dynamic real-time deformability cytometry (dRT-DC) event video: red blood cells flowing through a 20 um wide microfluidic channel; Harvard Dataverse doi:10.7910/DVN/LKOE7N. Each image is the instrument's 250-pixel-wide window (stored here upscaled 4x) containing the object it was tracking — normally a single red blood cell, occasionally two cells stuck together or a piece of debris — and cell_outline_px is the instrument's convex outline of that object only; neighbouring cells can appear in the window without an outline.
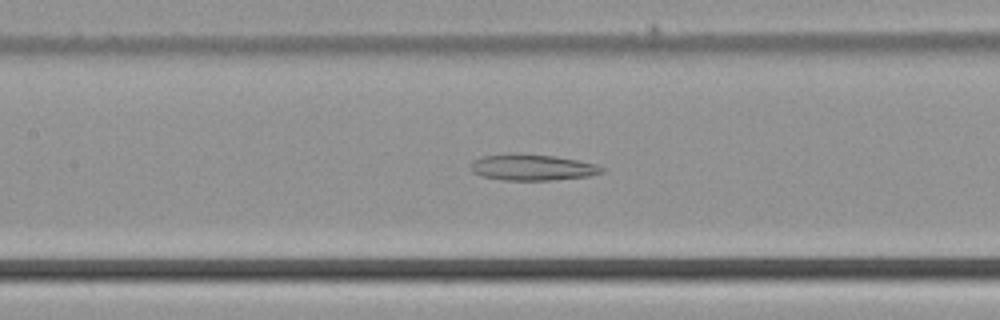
{"species": "common noctule bat (a hibernating species)", "species_latin": "Nyctalus noctula", "temperature_condition": "cold", "stored_images_in_passage": 35, "camera_frame_rate_fps": 3000, "um_per_image_px": 0.085, "animal": {"sex": "male", "body_mass_g": 21.5, "forearm_length_mm": 52.0}, "frame": {"image": 1, "passage_image": 18, "time_ms": 5.667, "image_size_px": [1000, 320], "cell_outline_px": [[604, 172], [588, 176], [552, 180], [504, 180], [480, 176], [472, 172], [472, 160], [480, 156], [516, 152], [556, 156], [596, 164], [604, 168]], "centroid_in_image_um": [45.21, 14.21], "position_along_channel_um": 162.2, "area_um2": 20.23}}
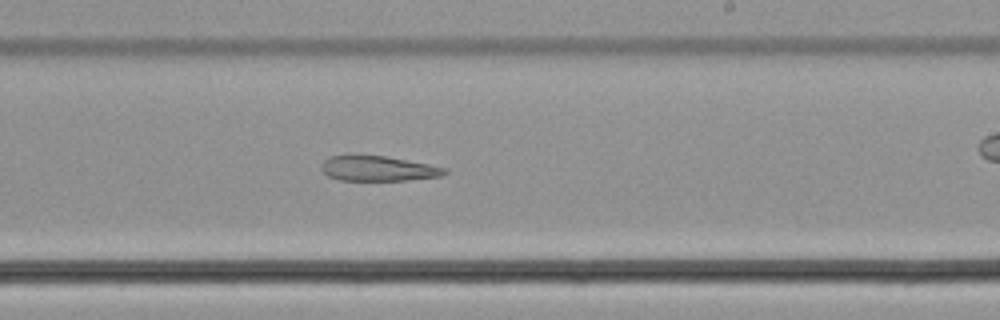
{"frame": {"image": 2, "passage_image": 25, "time_ms": 8.0, "image_size_px": [1000, 320], "cell_outline_px": [[448, 172], [440, 176], [408, 180], [340, 180], [328, 176], [320, 168], [320, 164], [328, 156], [384, 156], [428, 164], [448, 168]], "centroid_in_image_um": [32.13, 14.33], "position_along_channel_um": 256.9, "area_um2": 17.8}}
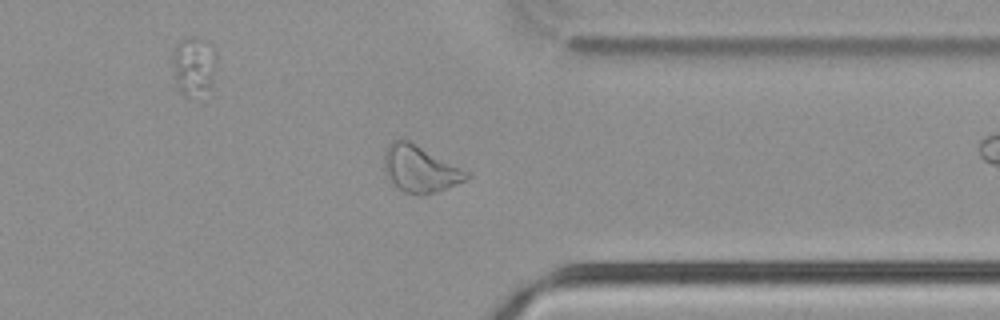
{"frame": {"image": 3, "passage_image": 34, "time_ms": 11.0, "image_size_px": [1000, 320], "cell_outline_px": [[472, 176], [456, 184], [436, 192], [424, 196], [420, 196], [404, 192], [392, 184], [384, 168], [384, 152], [388, 144], [392, 140], [400, 136], [472, 172]], "centroid_in_image_um": [35.71, 14.34], "position_along_channel_um": 375.7, "area_um2": 22.89}}